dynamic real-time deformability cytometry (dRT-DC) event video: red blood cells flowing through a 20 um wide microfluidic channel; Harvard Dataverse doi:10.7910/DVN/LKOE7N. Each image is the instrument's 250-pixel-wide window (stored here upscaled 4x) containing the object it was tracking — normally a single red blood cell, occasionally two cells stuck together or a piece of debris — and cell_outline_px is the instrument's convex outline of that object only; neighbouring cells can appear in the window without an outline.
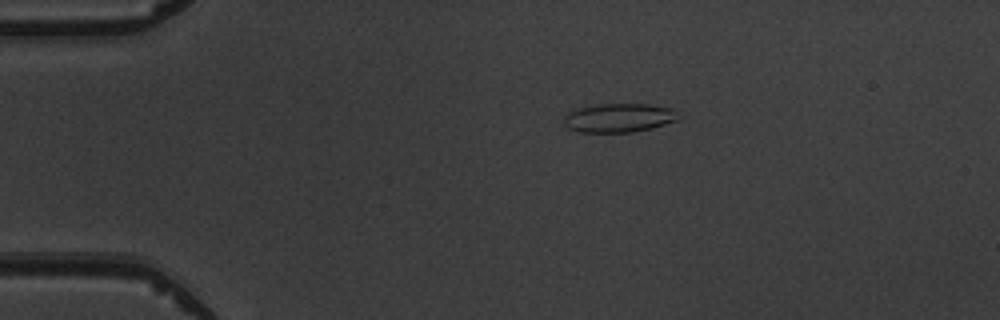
{"species": "common noctule bat (a hibernating species)", "species_latin": "Nyctalus noctula", "temperature_condition": "warm", "stored_images_in_passage": 4, "camera_frame_rate_fps": 3000, "um_per_image_px": 0.085, "animal": {"sex": "male", "body_mass_g": 19.5, "forearm_length_mm": 54.6}, "frame": {"image": 1, "passage_image": 3, "time_ms": 2.333, "image_size_px": [1000, 320], "cell_outline_px": [[684, 116], [680, 120], [652, 128], [632, 132], [580, 132], [568, 128], [564, 124], [564, 116], [568, 112], [580, 108], [596, 104], [648, 104], [672, 108]], "centroid_in_image_um": [52.68, 10.01], "position_along_channel_um": 32.3, "area_um2": 19.54}}